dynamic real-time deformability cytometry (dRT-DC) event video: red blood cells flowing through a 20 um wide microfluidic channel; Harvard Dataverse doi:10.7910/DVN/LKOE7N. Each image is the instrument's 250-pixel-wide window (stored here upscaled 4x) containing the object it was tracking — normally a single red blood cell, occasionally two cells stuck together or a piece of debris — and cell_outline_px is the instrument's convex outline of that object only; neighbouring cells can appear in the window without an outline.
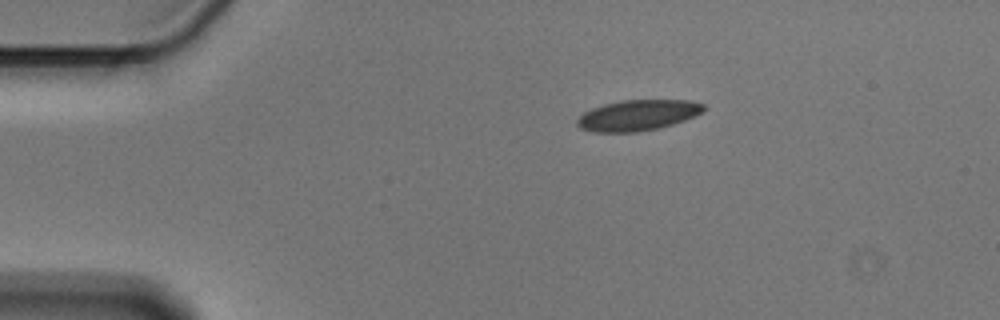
{"species": "Egyptian fruit bat (a non-hibernating species)", "species_latin": "Rousettus aegyptiacus", "temperature_condition": "cold", "stored_images_in_passage": 12, "camera_frame_rate_fps": 3000, "um_per_image_px": 0.085, "animal": {"sex": "male"}, "frame": {"image": 1, "passage_image": 1, "time_ms": 0.0, "image_size_px": [1000, 320], "cell_outline_px": [[704, 112], [684, 120], [660, 128], [636, 132], [592, 132], [580, 128], [576, 124], [576, 120], [584, 112], [592, 108], [604, 104], [620, 100], [688, 100], [704, 104]], "centroid_in_image_um": [54.19, 9.8], "position_along_channel_um": 30.8, "area_um2": 22.72}}
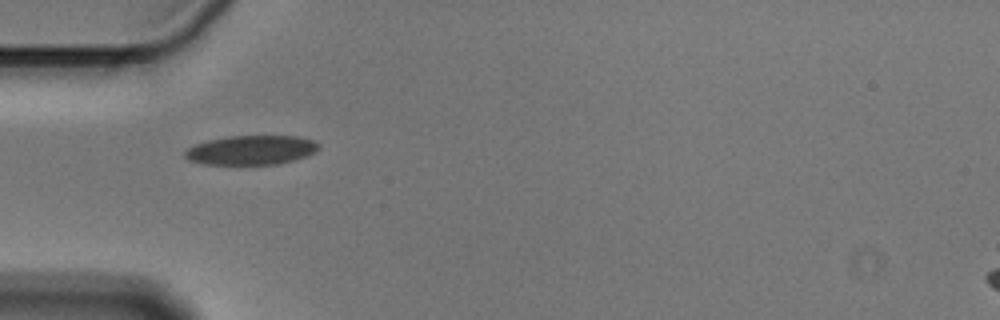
{"frame": {"image": 2, "passage_image": 8, "time_ms": 2.333, "image_size_px": [1000, 320], "cell_outline_px": [[320, 148], [316, 152], [292, 160], [276, 164], [204, 164], [188, 160], [184, 156], [184, 152], [188, 148], [196, 144], [208, 140], [228, 136], [296, 136], [312, 140], [320, 144]], "centroid_in_image_um": [21.34, 12.75], "position_along_channel_um": 63.7, "area_um2": 22.72}}
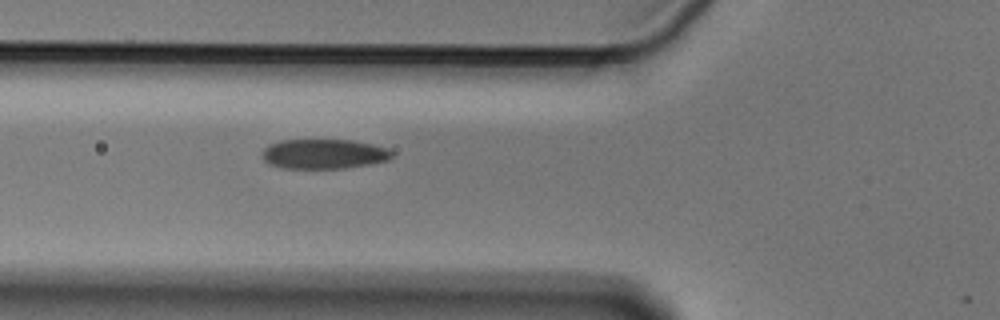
{"frame": {"image": 3, "passage_image": 11, "time_ms": 3.333, "image_size_px": [1000, 320], "cell_outline_px": [[392, 156], [388, 160], [348, 168], [280, 168], [268, 164], [260, 156], [260, 152], [268, 144], [280, 140], [352, 140], [372, 144], [388, 148], [392, 152]], "centroid_in_image_um": [27.46, 13.08], "position_along_channel_um": 98.3, "area_um2": 22.72}}